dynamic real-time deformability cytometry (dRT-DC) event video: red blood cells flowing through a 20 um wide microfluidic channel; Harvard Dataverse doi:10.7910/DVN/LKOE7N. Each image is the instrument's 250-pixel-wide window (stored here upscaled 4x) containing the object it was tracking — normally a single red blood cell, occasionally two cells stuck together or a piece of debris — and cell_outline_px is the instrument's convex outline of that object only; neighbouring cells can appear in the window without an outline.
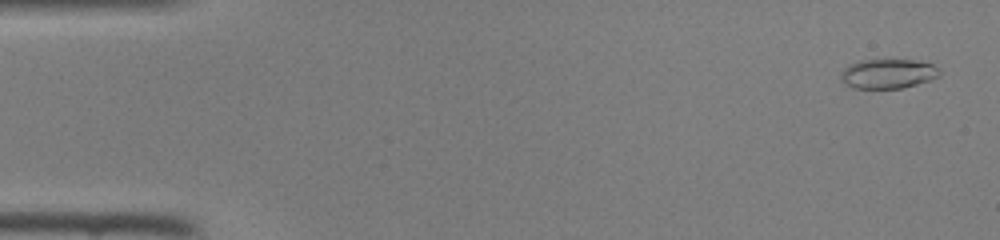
{"species": "common noctule bat (a hibernating species)", "species_latin": "Nyctalus noctula", "temperature_condition": "room temperature", "stored_images_in_passage": 47, "camera_frame_rate_fps": 3000, "um_per_image_px": 0.085, "animal": {"sex": "female", "body_mass_g": 22.0, "forearm_length_mm": 56.7}, "frame": {"image": 1, "passage_image": 2, "time_ms": 0.333, "image_size_px": [1000, 240], "cell_outline_px": [[940, 76], [916, 84], [900, 88], [852, 88], [844, 84], [840, 80], [840, 72], [848, 64], [860, 60], [916, 60], [932, 64], [940, 72]], "centroid_in_image_um": [75.41, 6.26], "position_along_channel_um": 9.6, "area_um2": 16.99}}
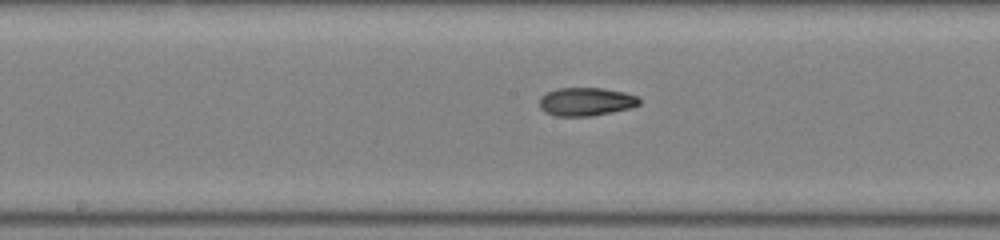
{"frame": {"image": 2, "passage_image": 24, "time_ms": 7.667, "image_size_px": [1000, 240], "cell_outline_px": [[640, 104], [632, 108], [592, 116], [556, 116], [544, 112], [540, 108], [540, 96], [556, 88], [604, 88], [624, 92], [636, 96], [640, 100]], "centroid_in_image_um": [49.81, 8.64], "position_along_channel_um": 198.4, "area_um2": 16.59}}
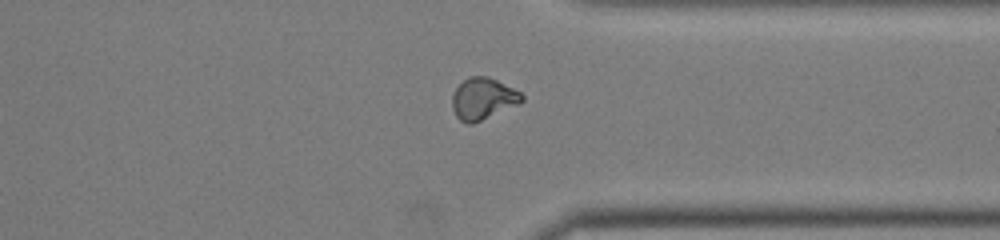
{"frame": {"image": 3, "passage_image": 36, "time_ms": 11.667, "image_size_px": [1000, 240], "cell_outline_px": [[524, 100], [520, 104], [472, 124], [468, 124], [460, 120], [456, 116], [452, 108], [452, 96], [456, 88], [468, 76], [488, 76], [520, 92], [524, 96]], "centroid_in_image_um": [41.06, 8.4], "position_along_channel_um": 370.3, "area_um2": 16.88}}